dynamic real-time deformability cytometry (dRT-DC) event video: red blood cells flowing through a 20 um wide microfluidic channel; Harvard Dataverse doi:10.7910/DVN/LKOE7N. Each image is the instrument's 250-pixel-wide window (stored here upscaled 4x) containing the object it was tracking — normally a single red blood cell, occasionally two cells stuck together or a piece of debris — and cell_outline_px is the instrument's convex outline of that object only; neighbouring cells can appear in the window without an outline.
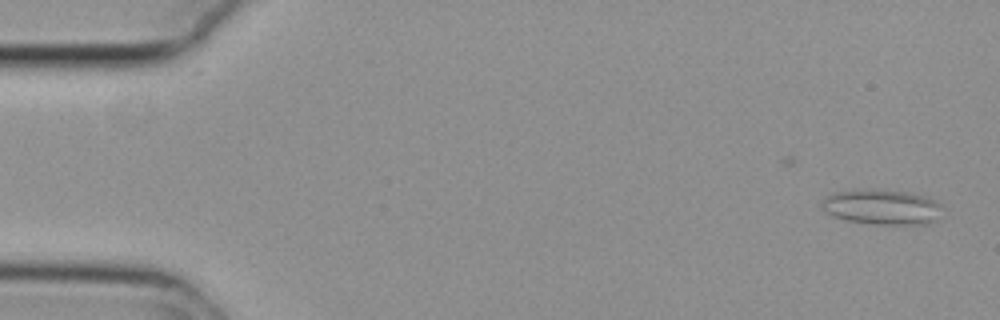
{"species": "common noctule bat (a hibernating species)", "species_latin": "Nyctalus noctula", "temperature_condition": "cold", "stored_images_in_passage": 19, "camera_frame_rate_fps": 3000, "um_per_image_px": 0.085, "animal": {"sex": "female", "body_mass_g": 29.2, "forearm_length_mm": 56.3}, "frame": {"image": 1, "passage_image": 1, "time_ms": 0.0, "image_size_px": [1000, 320], "cell_outline_px": [[940, 204], [932, 220], [928, 224], [872, 224], [848, 220], [836, 216], [828, 212], [820, 204], [828, 196], [836, 192], [912, 192], [924, 196]], "centroid_in_image_um": [74.95, 17.64], "position_along_channel_um": 10.0, "area_um2": 22.95}}
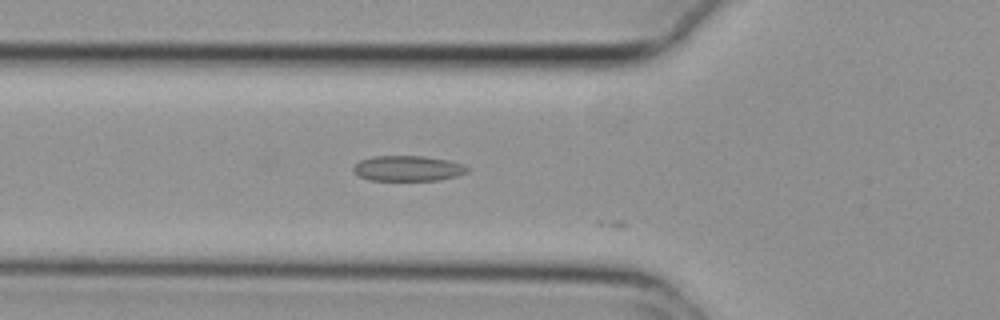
{"frame": {"image": 2, "passage_image": 18, "time_ms": 5.667, "image_size_px": [1000, 320], "cell_outline_px": [[468, 172], [456, 176], [436, 180], [368, 180], [360, 176], [352, 168], [360, 160], [376, 156], [424, 156], [448, 160], [460, 164], [468, 168]], "centroid_in_image_um": [34.66, 14.31], "position_along_channel_um": 91.1, "area_um2": 16.59}}